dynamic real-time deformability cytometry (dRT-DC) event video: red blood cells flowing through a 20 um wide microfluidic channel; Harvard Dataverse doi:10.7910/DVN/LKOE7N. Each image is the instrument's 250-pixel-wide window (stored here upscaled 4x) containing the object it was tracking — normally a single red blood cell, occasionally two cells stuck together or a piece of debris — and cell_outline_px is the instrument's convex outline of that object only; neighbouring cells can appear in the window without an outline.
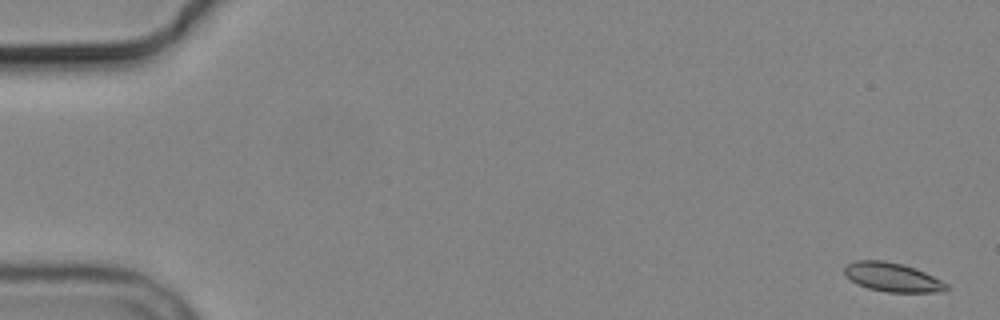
{"species": "common noctule bat (a hibernating species)", "species_latin": "Nyctalus noctula", "temperature_condition": "cold", "stored_images_in_passage": 4, "camera_frame_rate_fps": 3000, "um_per_image_px": 0.085, "animal": {"sex": "male", "body_mass_g": 19.2, "forearm_length_mm": 51.8}, "frame": {"image": 1, "passage_image": 1, "time_ms": 0.0, "image_size_px": [1000, 320], "cell_outline_px": [[948, 288], [944, 292], [884, 292], [868, 288], [856, 284], [844, 272], [844, 268], [848, 264], [856, 260], [884, 260], [904, 264], [924, 272], [948, 284]], "centroid_in_image_um": [75.86, 23.56], "position_along_channel_um": 9.1, "area_um2": 17.17}}